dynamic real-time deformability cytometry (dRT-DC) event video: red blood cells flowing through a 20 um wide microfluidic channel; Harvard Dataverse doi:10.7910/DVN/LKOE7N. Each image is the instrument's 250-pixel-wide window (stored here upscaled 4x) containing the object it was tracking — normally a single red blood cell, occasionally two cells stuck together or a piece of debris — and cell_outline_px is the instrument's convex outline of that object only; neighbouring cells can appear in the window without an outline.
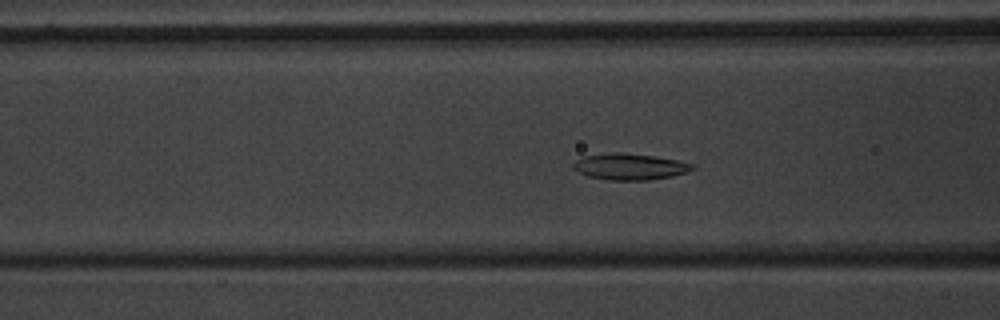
{"species": "common noctule bat (a hibernating species)", "species_latin": "Nyctalus noctula", "temperature_condition": "warm", "stored_images_in_passage": 55, "camera_frame_rate_fps": 3000, "um_per_image_px": 0.085, "animal": {"sex": "male", "body_mass_g": 20.1, "forearm_length_mm": 53.5}, "frame": {"image": 1, "passage_image": 21, "time_ms": 6.667, "image_size_px": [1000, 320], "cell_outline_px": [[696, 168], [688, 172], [672, 176], [652, 180], [608, 180], [588, 176], [572, 168], [572, 164], [576, 160], [584, 156], [612, 152], [620, 152], [652, 156], [676, 160], [696, 164]], "centroid_in_image_um": [53.56, 14.17], "position_along_channel_um": 113.0, "area_um2": 18.32}}
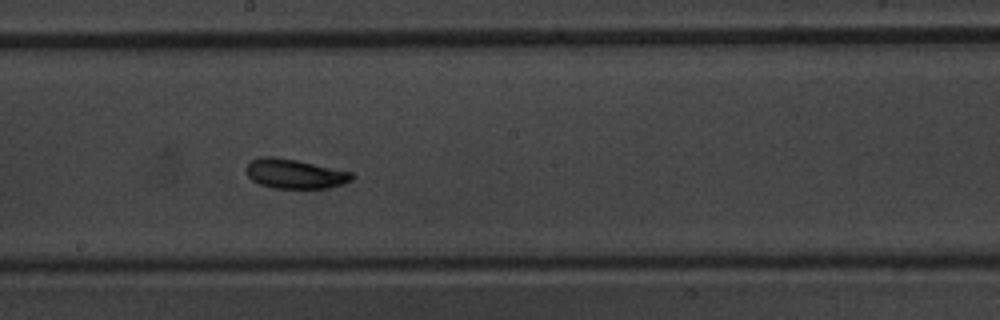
{"frame": {"image": 2, "passage_image": 30, "time_ms": 9.667, "image_size_px": [1000, 320], "cell_outline_px": [[352, 180], [344, 184], [328, 188], [272, 188], [260, 184], [252, 180], [244, 172], [244, 168], [248, 160], [260, 156], [272, 156], [296, 160], [352, 172]], "centroid_in_image_um": [24.98, 14.76], "position_along_channel_um": 223.2, "area_um2": 18.38}}
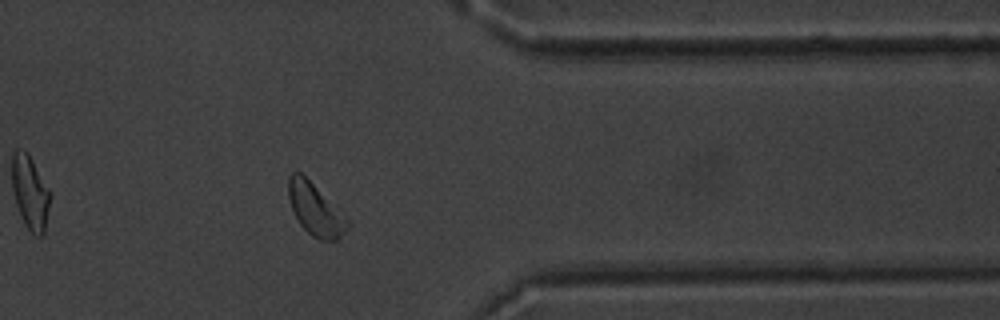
{"frame": {"image": 3, "passage_image": 44, "time_ms": 14.333, "image_size_px": [1000, 320], "cell_outline_px": [[352, 224], [336, 240], [320, 240], [312, 236], [300, 224], [292, 208], [288, 196], [288, 176], [292, 172], [300, 172]], "centroid_in_image_um": [26.78, 17.82], "position_along_channel_um": 384.6, "area_um2": 17.22}, "authors_computed_cell_mechanics": {"area_um2": 17.9758, "velocity_mm_per_s": 3.6756, "shape_relaxation_time_tau1_ms": 2.1355, "shape_relaxation_time_tau2_ms": null, "deformation_change_tau1": 0.0908, "deformation_change_tau2": null}}